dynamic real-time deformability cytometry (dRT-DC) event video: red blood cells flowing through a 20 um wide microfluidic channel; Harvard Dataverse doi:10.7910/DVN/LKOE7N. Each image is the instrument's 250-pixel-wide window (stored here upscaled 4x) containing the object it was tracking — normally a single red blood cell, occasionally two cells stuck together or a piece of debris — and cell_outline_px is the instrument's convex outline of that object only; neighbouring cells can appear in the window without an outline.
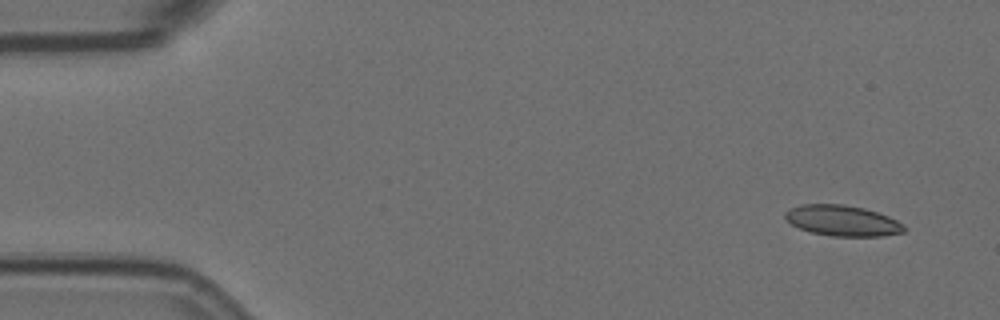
{"species": "Egyptian fruit bat (a non-hibernating species)", "species_latin": "Rousettus aegyptiacus", "temperature_condition": "room temperature", "stored_images_in_passage": 5, "camera_frame_rate_fps": 3000, "um_per_image_px": 0.085, "animal": {"sex": "female"}, "frame": {"image": 1, "passage_image": 1, "time_ms": 0.0, "image_size_px": [1000, 320], "cell_outline_px": [[908, 228], [904, 232], [880, 236], [832, 236], [812, 232], [800, 228], [792, 224], [784, 216], [784, 212], [800, 204], [844, 204], [864, 208], [888, 216], [904, 224]], "centroid_in_image_um": [71.63, 18.75], "position_along_channel_um": 13.4, "area_um2": 21.21}}
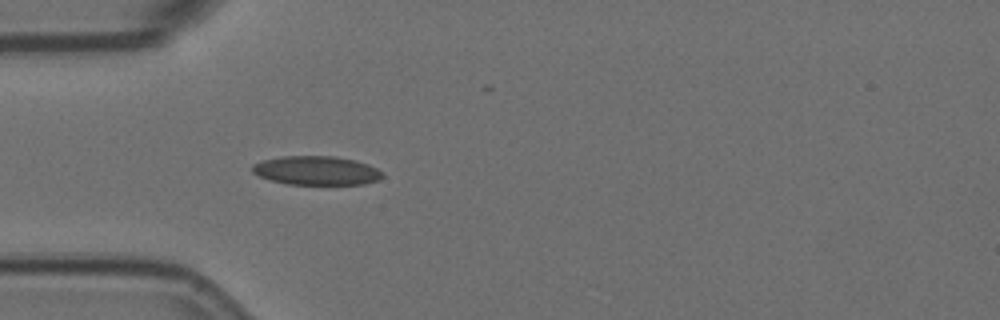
{"frame": {"image": 2, "passage_image": 5, "time_ms": 1.333, "image_size_px": [1000, 320], "cell_outline_px": [[384, 176], [380, 180], [364, 184], [288, 184], [272, 180], [260, 176], [252, 172], [252, 164], [264, 160], [280, 156], [336, 156], [356, 160], [368, 164], [384, 172]], "centroid_in_image_um": [26.94, 14.49], "position_along_channel_um": 58.1, "area_um2": 22.02}}